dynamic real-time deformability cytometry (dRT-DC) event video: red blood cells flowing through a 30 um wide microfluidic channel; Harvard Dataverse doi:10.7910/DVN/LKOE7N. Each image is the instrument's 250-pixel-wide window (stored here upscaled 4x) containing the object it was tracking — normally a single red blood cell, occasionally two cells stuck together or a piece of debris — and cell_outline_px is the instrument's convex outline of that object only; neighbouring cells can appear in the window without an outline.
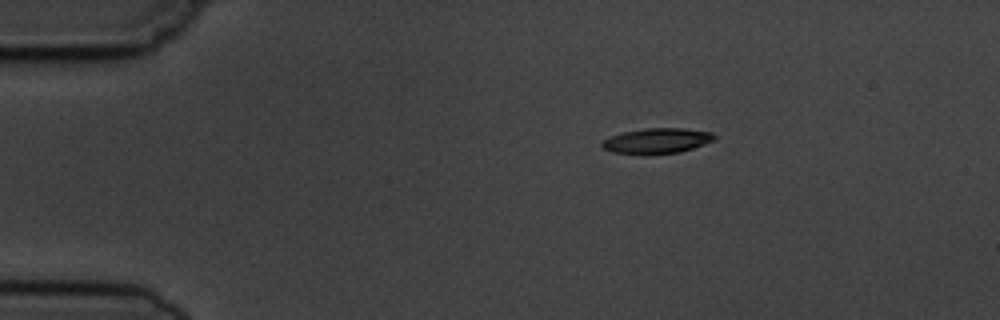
{"species": "common noctule bat (a hibernating species)", "species_latin": "Nyctalus noctula", "temperature_condition": "cold", "stored_images_in_passage": 5, "camera_frame_rate_fps": 3000, "um_per_image_px": 0.085, "animal": {"sex": "male", "body_mass_g": 19.5, "forearm_length_mm": 54.6}, "frame": {"image": 1, "passage_image": 5, "time_ms": 5.333, "image_size_px": [1000, 320], "cell_outline_px": [[716, 140], [680, 152], [612, 152], [604, 148], [600, 144], [604, 140], [612, 136], [624, 132], [644, 128], [680, 128], [712, 132], [716, 136]], "centroid_in_image_um": [55.9, 11.93], "position_along_channel_um": 29.1, "area_um2": 15.84}}